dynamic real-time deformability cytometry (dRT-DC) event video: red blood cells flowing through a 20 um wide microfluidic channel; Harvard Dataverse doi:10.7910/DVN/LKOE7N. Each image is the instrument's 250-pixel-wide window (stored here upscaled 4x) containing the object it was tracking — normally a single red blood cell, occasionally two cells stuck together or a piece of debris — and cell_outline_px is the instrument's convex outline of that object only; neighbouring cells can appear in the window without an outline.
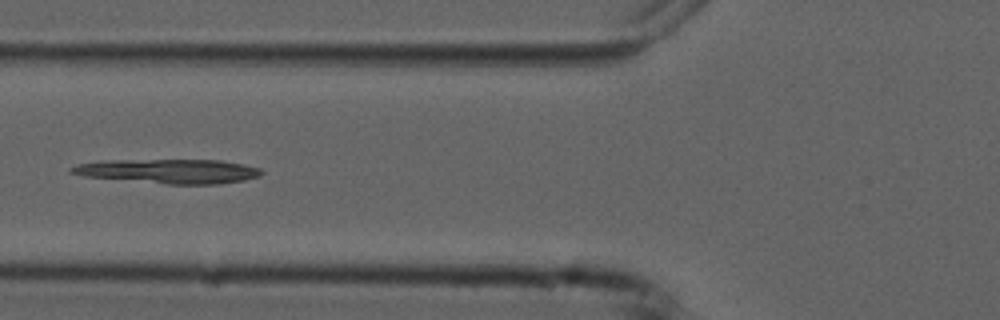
{"species": "common noctule bat (a hibernating species)", "species_latin": "Nyctalus noctula", "temperature_condition": "cold", "stored_images_in_passage": 9, "camera_frame_rate_fps": 3000, "um_per_image_px": 0.085, "animal": {"sex": "male", "forearm_length_mm": 52.5}, "frame": {"image": 1, "passage_image": 6, "time_ms": 6.0, "image_size_px": [1000, 320], "cell_outline_px": [[264, 172], [260, 176], [244, 180], [220, 184], [168, 184], [84, 176], [68, 172], [68, 168], [76, 164], [100, 160], [220, 160], [244, 164], [260, 168]], "centroid_in_image_um": [14.34, 14.54], "position_along_channel_um": 111.5, "area_um2": 27.05}}
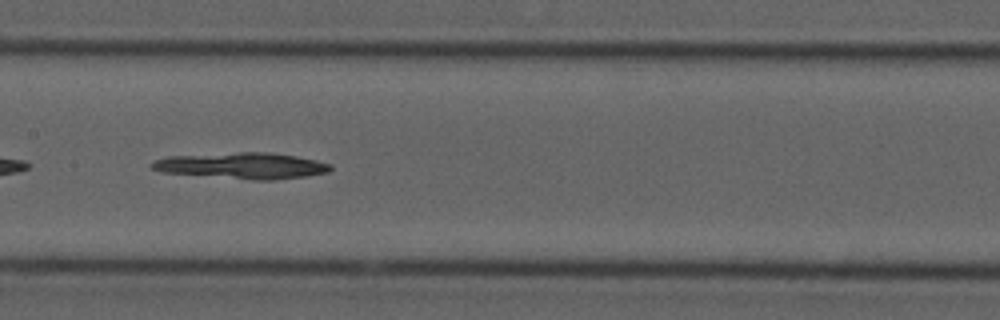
{"frame": {"image": 2, "passage_image": 8, "time_ms": 8.0, "image_size_px": [1000, 320], "cell_outline_px": [[332, 168], [328, 172], [304, 176], [276, 180], [252, 180], [164, 172], [152, 168], [152, 160], [168, 156], [236, 152], [268, 152], [296, 156], [316, 160], [332, 164]], "centroid_in_image_um": [20.6, 14.08], "position_along_channel_um": 186.8, "area_um2": 27.17}}
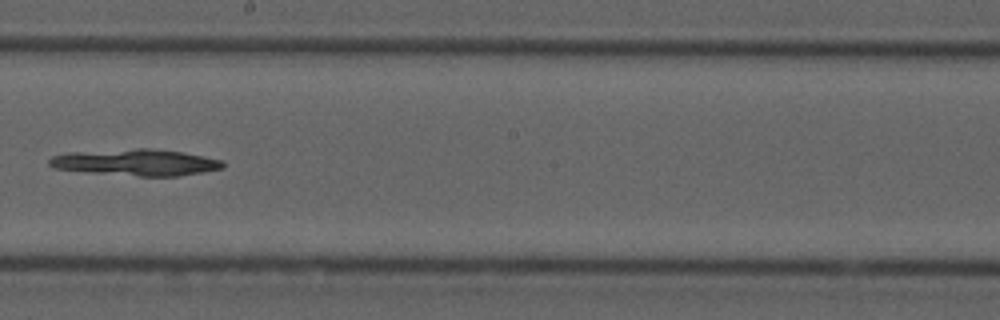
{"frame": {"image": 3, "passage_image": 9, "time_ms": 9.333, "image_size_px": [1000, 320], "cell_outline_px": [[224, 168], [180, 176], [140, 176], [92, 172], [52, 168], [48, 164], [48, 160], [52, 156], [68, 152], [136, 148], [148, 148], [184, 152], [224, 160]], "centroid_in_image_um": [11.58, 13.79], "position_along_channel_um": 236.6, "area_um2": 26.82}}